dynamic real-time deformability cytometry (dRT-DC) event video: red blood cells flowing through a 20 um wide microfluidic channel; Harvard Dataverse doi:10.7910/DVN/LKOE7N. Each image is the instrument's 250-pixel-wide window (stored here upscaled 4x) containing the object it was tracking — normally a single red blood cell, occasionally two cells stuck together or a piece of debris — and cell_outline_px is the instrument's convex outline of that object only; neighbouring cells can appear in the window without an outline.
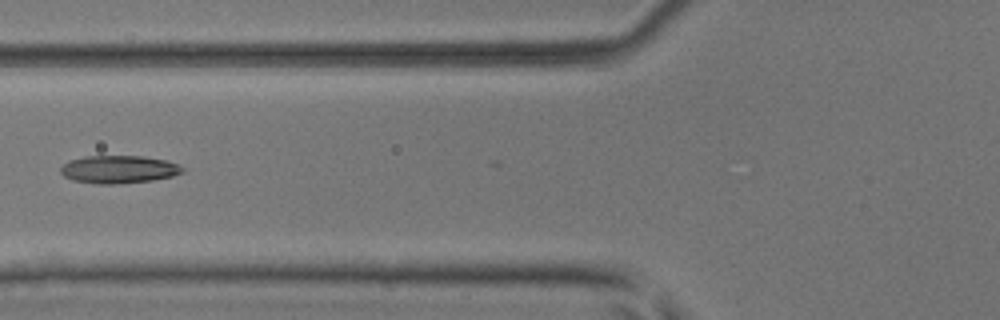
{"species": "common noctule bat (a hibernating species)", "species_latin": "Nyctalus noctula", "temperature_condition": "room temperature", "stored_images_in_passage": 6, "camera_frame_rate_fps": 3000, "um_per_image_px": 0.085, "animal": {"sex": "male", "body_mass_g": 17.9, "forearm_length_mm": 54.2}, "frame": {"image": 1, "passage_image": 5, "time_ms": 1.333, "image_size_px": [1000, 320], "cell_outline_px": [[184, 172], [172, 176], [152, 180], [116, 184], [96, 184], [72, 180], [64, 176], [60, 172], [60, 168], [68, 160], [84, 156], [140, 156], [164, 160], [176, 164], [184, 168]], "centroid_in_image_um": [10.04, 14.4], "position_along_channel_um": 115.8, "area_um2": 19.71}}